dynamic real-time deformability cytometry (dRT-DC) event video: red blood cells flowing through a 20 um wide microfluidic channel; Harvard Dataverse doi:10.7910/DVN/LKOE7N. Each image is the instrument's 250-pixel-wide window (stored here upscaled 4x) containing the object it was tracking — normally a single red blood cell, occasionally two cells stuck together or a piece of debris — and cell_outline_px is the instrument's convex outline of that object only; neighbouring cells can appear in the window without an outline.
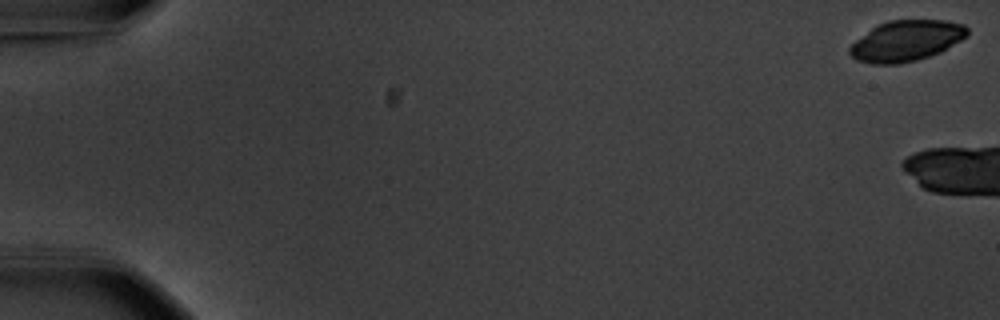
{"species": "common noctule bat (a hibernating species)", "species_latin": "Nyctalus noctula", "temperature_condition": "warm", "stored_images_in_passage": 8, "camera_frame_rate_fps": 3000, "um_per_image_px": 0.085, "animal": {"sex": "male", "body_mass_g": 20.1, "forearm_length_mm": 53.5}, "frame": {"image": 1, "passage_image": 1, "time_ms": 0.0, "image_size_px": [1000, 320], "cell_outline_px": [[968, 36], [940, 52], [916, 60], [900, 64], [872, 64], [856, 60], [848, 52], [848, 48], [856, 40], [876, 24], [888, 20], [948, 20], [964, 24], [968, 28]], "centroid_in_image_um": [77.03, 3.46], "position_along_channel_um": 8.0, "area_um2": 28.09}}